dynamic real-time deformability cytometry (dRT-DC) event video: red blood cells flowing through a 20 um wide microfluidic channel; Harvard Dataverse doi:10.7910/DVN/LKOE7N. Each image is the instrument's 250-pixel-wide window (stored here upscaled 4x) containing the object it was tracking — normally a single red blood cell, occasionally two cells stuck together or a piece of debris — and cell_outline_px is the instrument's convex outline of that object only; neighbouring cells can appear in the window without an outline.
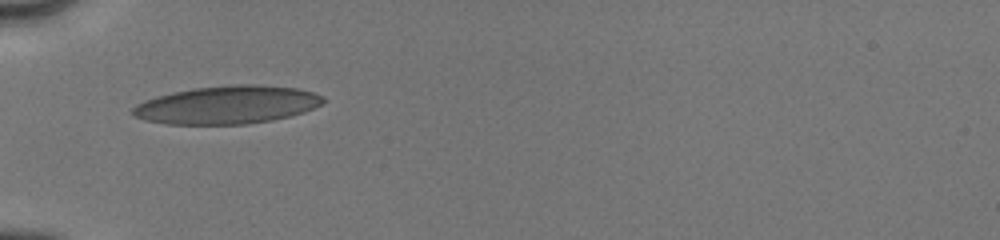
{"species": "human", "species_latin": "Homo sapiens", "temperature_condition": "cold", "stored_images_in_passage": 40, "camera_frame_rate_fps": 3000, "um_per_image_px": 0.085, "donor": {"sex": "male"}, "frame": {"image": 1, "passage_image": 1, "time_ms": 0.0, "image_size_px": [1000, 240], "cell_outline_px": [[324, 100], [320, 104], [304, 112], [292, 116], [272, 120], [248, 124], [168, 124], [144, 120], [136, 116], [132, 112], [132, 108], [136, 104], [144, 100], [156, 96], [192, 88], [232, 84], [256, 84], [296, 88], [312, 92], [324, 96]], "centroid_in_image_um": [19.3, 8.91], "position_along_channel_um": 65.7, "area_um2": 42.25}}
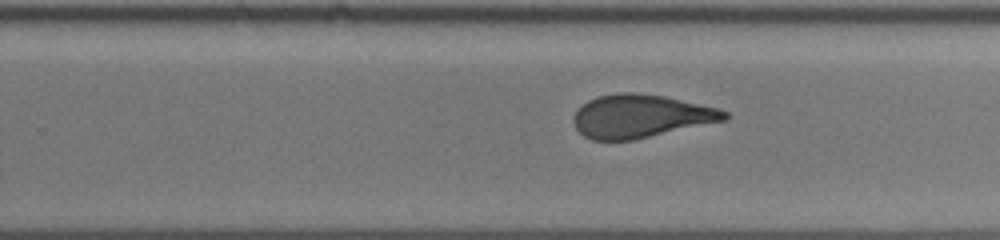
{"frame": {"image": 2, "passage_image": 19, "time_ms": 5.333, "image_size_px": [1000, 240], "cell_outline_px": [[728, 120], [632, 140], [592, 140], [584, 136], [576, 128], [572, 120], [576, 112], [588, 100], [596, 96], [620, 92], [632, 92], [664, 96], [716, 108], [728, 112]], "centroid_in_image_um": [54.45, 9.88], "position_along_channel_um": 275.4, "area_um2": 37.74}}
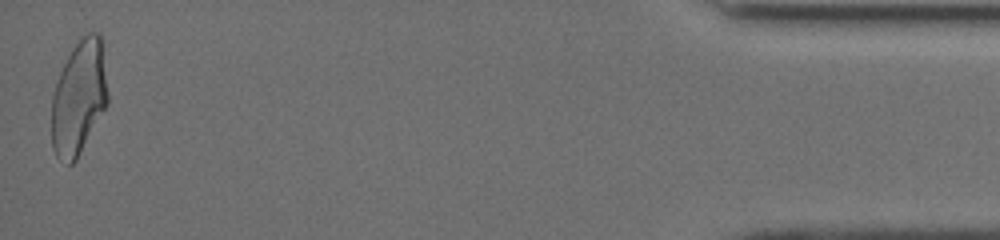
{"frame": {"image": 3, "passage_image": 40, "time_ms": 11.0, "image_size_px": [1000, 240], "cell_outline_px": [[108, 104], [76, 160], [72, 164], [68, 164], [56, 156], [52, 148], [52, 96], [56, 80], [72, 48], [88, 32], [100, 32], [104, 40], [108, 92]], "centroid_in_image_um": [6.74, 8.25], "position_along_channel_um": 428.5, "area_um2": 37.92}, "authors_computed_cell_mechanics": {"area_um2": 38.437, "velocity_mm_per_s": 4.0418, "shape_relaxation_time_tau1_ms": null, "shape_relaxation_time_tau2_ms": 1.1451, "deformation_change_tau1": null, "deformation_change_tau2": 0.09}}